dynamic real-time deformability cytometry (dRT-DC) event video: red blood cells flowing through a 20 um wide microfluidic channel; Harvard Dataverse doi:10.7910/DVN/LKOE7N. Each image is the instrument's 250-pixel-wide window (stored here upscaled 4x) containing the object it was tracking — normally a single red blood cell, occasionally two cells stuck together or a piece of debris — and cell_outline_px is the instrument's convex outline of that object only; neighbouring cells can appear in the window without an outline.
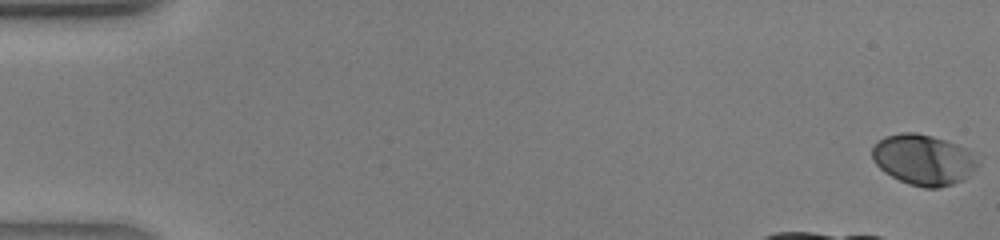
{"species": "human", "species_latin": "Homo sapiens", "temperature_condition": "warm", "stored_images_in_passage": 34, "camera_frame_rate_fps": 3000, "um_per_image_px": 0.085, "donor": {"sex": "male"}, "frame": {"image": 1, "passage_image": 1, "time_ms": 0.0, "image_size_px": [1000, 240], "cell_outline_px": [[980, 164], [976, 168], [960, 180], [952, 184], [940, 188], [924, 188], [908, 184], [884, 172], [872, 160], [872, 148], [884, 136], [900, 132], [916, 132], [932, 136], [956, 144], [964, 148]], "centroid_in_image_um": [78.43, 13.57], "position_along_channel_um": 6.6, "area_um2": 30.75}}